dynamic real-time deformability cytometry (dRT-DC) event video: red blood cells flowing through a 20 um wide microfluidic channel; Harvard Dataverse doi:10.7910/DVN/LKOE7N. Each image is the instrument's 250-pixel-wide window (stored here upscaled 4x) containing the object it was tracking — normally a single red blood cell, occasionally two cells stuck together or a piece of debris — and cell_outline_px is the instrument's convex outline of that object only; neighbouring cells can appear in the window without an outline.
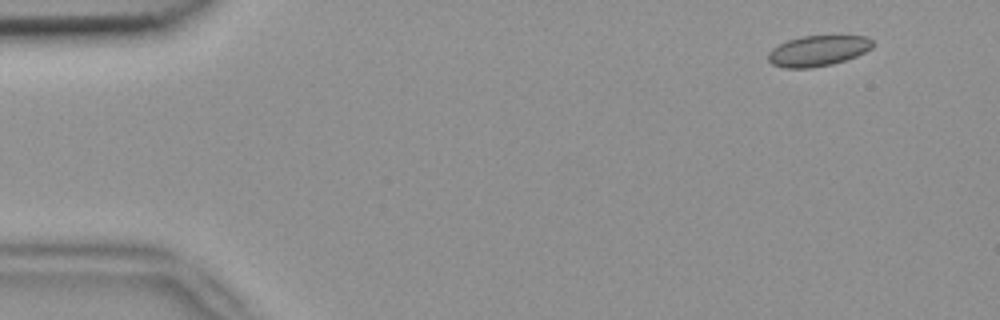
{"species": "common noctule bat (a hibernating species)", "species_latin": "Nyctalus noctula", "temperature_condition": "room temperature", "stored_images_in_passage": 4, "camera_frame_rate_fps": 3000, "um_per_image_px": 0.085, "animal": {"sex": "female", "body_mass_g": 18.4}, "frame": {"image": 1, "passage_image": 1, "time_ms": 0.0, "image_size_px": [1000, 320], "cell_outline_px": [[872, 48], [856, 56], [832, 64], [812, 68], [784, 68], [772, 64], [768, 60], [768, 52], [772, 48], [788, 40], [804, 36], [868, 36], [872, 40]], "centroid_in_image_um": [69.51, 4.32], "position_along_channel_um": 15.5, "area_um2": 18.55}}
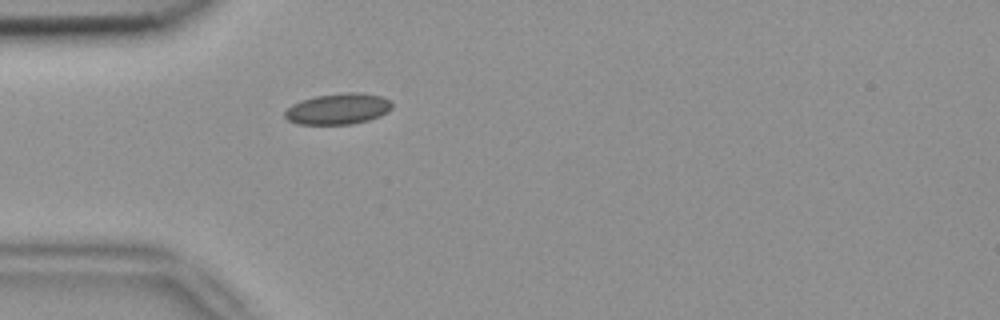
{"frame": {"image": 2, "passage_image": 4, "time_ms": 1.0, "image_size_px": [1000, 320], "cell_outline_px": [[392, 108], [388, 112], [380, 116], [368, 120], [352, 124], [296, 124], [288, 120], [284, 116], [284, 112], [292, 104], [316, 96], [348, 92], [360, 92], [380, 96], [388, 100], [392, 104]], "centroid_in_image_um": [28.74, 9.26], "position_along_channel_um": 56.3, "area_um2": 19.25}}